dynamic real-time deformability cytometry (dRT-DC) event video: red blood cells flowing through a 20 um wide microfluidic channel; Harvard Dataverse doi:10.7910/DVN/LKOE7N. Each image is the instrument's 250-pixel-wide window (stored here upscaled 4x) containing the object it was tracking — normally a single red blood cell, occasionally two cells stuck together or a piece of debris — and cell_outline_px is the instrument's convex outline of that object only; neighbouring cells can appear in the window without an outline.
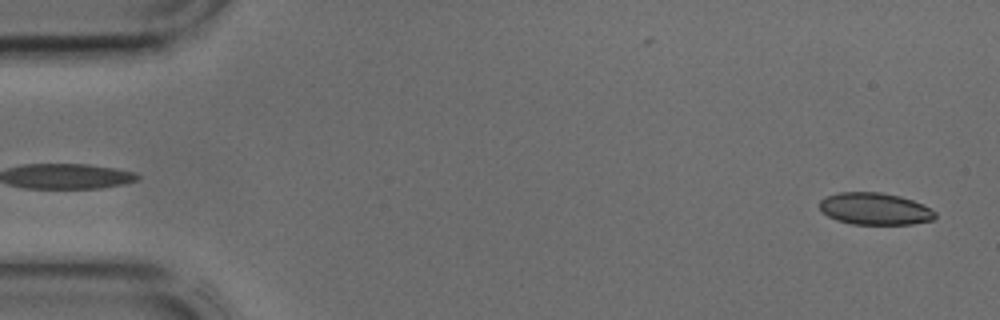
{"species": "common noctule bat (a hibernating species)", "species_latin": "Nyctalus noctula", "temperature_condition": "cold", "stored_images_in_passage": 42, "camera_frame_rate_fps": 3000, "um_per_image_px": 0.085, "animal": {"sex": "male", "body_mass_g": 17.9, "forearm_length_mm": 54.2}, "frame": {"image": 1, "passage_image": 1, "time_ms": 0.0, "image_size_px": [1000, 320], "cell_outline_px": [[936, 216], [932, 220], [912, 224], [852, 224], [836, 220], [828, 216], [820, 208], [820, 200], [828, 196], [840, 192], [880, 192], [900, 196], [924, 204], [936, 212]], "centroid_in_image_um": [74.39, 17.75], "position_along_channel_um": 10.6, "area_um2": 21.5}}
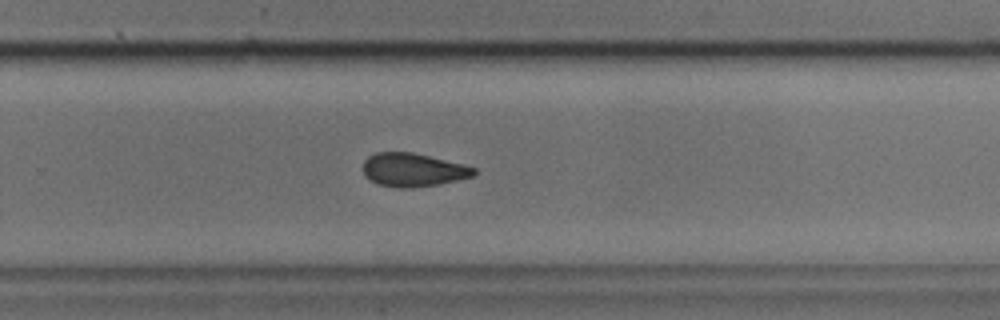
{"frame": {"image": 2, "passage_image": 27, "time_ms": 8.667, "image_size_px": [1000, 320], "cell_outline_px": [[476, 176], [440, 184], [412, 188], [400, 188], [376, 184], [368, 180], [364, 176], [364, 160], [368, 156], [376, 152], [412, 152], [464, 164], [476, 168]], "centroid_in_image_um": [35.12, 14.45], "position_along_channel_um": 294.7, "area_um2": 21.91}}
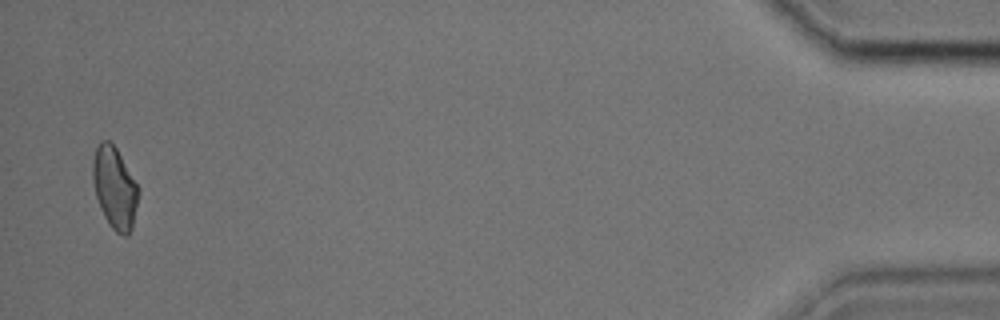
{"frame": {"image": 3, "passage_image": 41, "time_ms": 13.333, "image_size_px": [1000, 320], "cell_outline_px": [[140, 192], [132, 228], [128, 236], [124, 236], [116, 232], [108, 224], [100, 208], [96, 196], [92, 176], [92, 160], [96, 148], [104, 140], [108, 140], [116, 148], [140, 188]], "centroid_in_image_um": [9.76, 16.0], "position_along_channel_um": 425.4, "area_um2": 21.79}}